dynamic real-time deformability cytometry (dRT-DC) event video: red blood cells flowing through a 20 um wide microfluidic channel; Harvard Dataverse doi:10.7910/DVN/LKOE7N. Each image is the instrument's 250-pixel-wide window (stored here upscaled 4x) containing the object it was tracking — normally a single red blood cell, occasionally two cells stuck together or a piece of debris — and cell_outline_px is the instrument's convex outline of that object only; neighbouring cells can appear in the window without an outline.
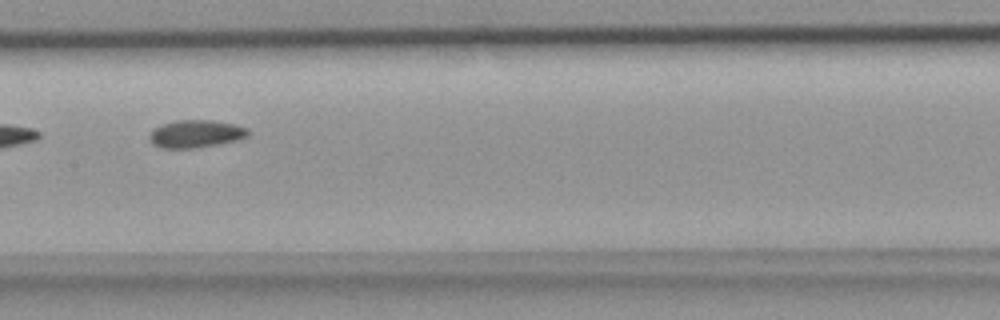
{"species": "common noctule bat (a hibernating species)", "species_latin": "Nyctalus noctula", "temperature_condition": "room temperature", "stored_images_in_passage": 6, "camera_frame_rate_fps": 3000, "um_per_image_px": 0.085, "animal": {"sex": "female", "body_mass_g": 18.4}, "frame": {"image": 1, "passage_image": 6, "time_ms": 1.667, "image_size_px": [1000, 320], "cell_outline_px": [[248, 136], [240, 140], [192, 148], [160, 148], [152, 144], [148, 140], [148, 136], [152, 128], [160, 124], [176, 120], [212, 120], [236, 124], [248, 128]], "centroid_in_image_um": [16.6, 11.36], "position_along_channel_um": 190.8, "area_um2": 16.18}}